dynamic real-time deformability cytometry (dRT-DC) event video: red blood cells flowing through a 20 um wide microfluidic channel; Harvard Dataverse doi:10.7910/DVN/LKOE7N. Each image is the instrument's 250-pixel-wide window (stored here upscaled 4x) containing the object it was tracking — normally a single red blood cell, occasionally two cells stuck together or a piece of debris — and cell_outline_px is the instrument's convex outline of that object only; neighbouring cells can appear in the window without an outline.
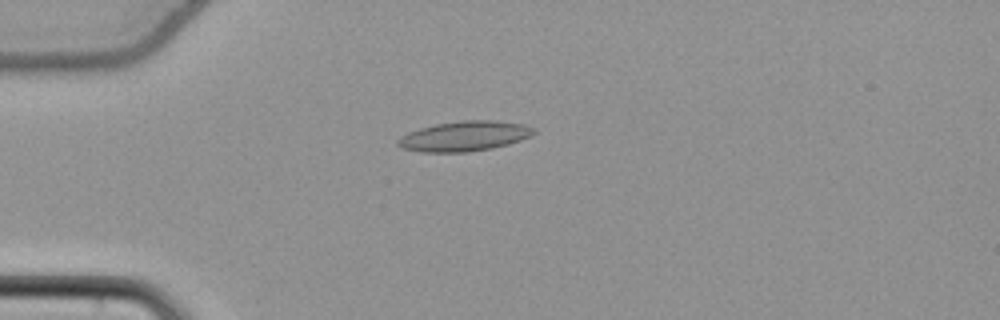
{"species": "common noctule bat (a hibernating species)", "species_latin": "Nyctalus noctula", "temperature_condition": "cold", "stored_images_in_passage": 54, "camera_frame_rate_fps": 3000, "um_per_image_px": 0.085, "animal": {"sex": "female", "body_mass_g": 22.7, "forearm_length_mm": 54.2}, "frame": {"image": 1, "passage_image": 15, "time_ms": 4.667, "image_size_px": [1000, 320], "cell_outline_px": [[536, 132], [532, 136], [508, 144], [492, 148], [468, 152], [420, 152], [400, 148], [396, 144], [396, 140], [400, 136], [408, 132], [420, 128], [436, 124], [460, 120], [496, 120], [524, 124], [536, 128]], "centroid_in_image_um": [39.47, 11.57], "position_along_channel_um": 45.5, "area_um2": 24.1}}
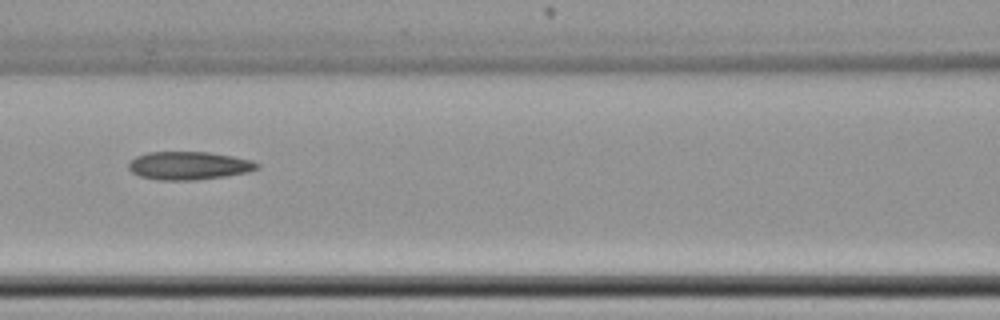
{"frame": {"image": 2, "passage_image": 25, "time_ms": 8.0, "image_size_px": [1000, 320], "cell_outline_px": [[260, 168], [248, 172], [224, 176], [196, 180], [156, 180], [140, 176], [132, 172], [128, 168], [128, 164], [136, 156], [148, 152], [208, 152], [232, 156], [252, 160], [260, 164]], "centroid_in_image_um": [16.06, 14.08], "position_along_channel_um": 150.5, "area_um2": 21.1}}
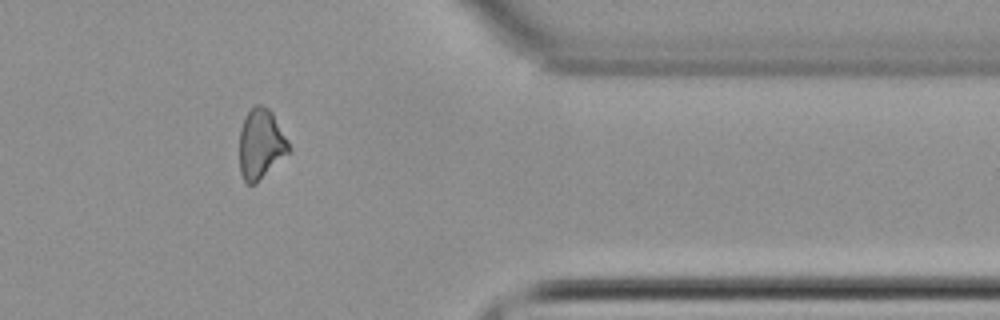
{"frame": {"image": 3, "passage_image": 45, "time_ms": 14.667, "image_size_px": [1000, 320], "cell_outline_px": [[292, 152], [256, 184], [248, 184], [244, 180], [240, 172], [240, 128], [244, 116], [256, 104], [260, 104], [268, 108], [272, 112], [288, 140], [292, 148]], "centroid_in_image_um": [22.21, 12.26], "position_along_channel_um": 389.2, "area_um2": 20.58}, "authors_computed_cell_mechanics": {"area_um2": 20.808, "velocity_mm_per_s": 3.8452, "shape_relaxation_time_tau1_ms": null, "shape_relaxation_time_tau2_ms": 4.1033, "deformation_change_tau1": null, "deformation_change_tau2": 0.1084}}